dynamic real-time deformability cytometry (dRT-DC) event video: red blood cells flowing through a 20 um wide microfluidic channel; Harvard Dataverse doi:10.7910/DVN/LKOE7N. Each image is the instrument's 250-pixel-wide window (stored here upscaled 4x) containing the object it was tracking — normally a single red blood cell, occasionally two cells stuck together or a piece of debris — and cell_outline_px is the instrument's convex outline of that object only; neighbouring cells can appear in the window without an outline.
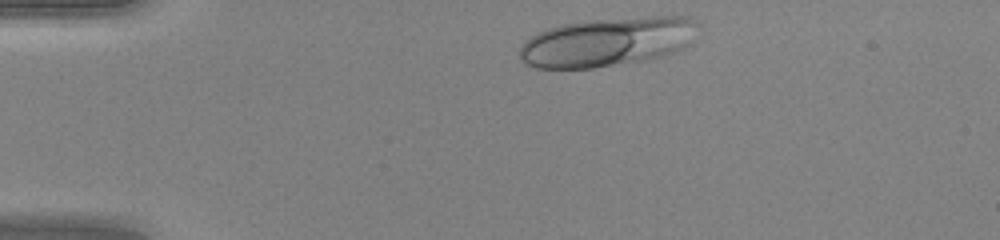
{"species": "human", "species_latin": "Homo sapiens", "temperature_condition": "warm", "stored_images_in_passage": 32, "camera_frame_rate_fps": 3000, "um_per_image_px": 0.085, "donor": {"sex": "female"}, "frame": {"image": 1, "passage_image": 1, "time_ms": 0.0, "image_size_px": [1000, 240], "cell_outline_px": [[700, 28], [688, 44], [684, 48], [648, 60], [592, 68], [536, 68], [524, 64], [520, 60], [520, 48], [532, 36], [548, 28], [560, 24], [588, 20], [652, 16], [692, 16], [700, 24]], "centroid_in_image_um": [51.68, 3.55], "position_along_channel_um": 33.3, "area_um2": 51.27}}
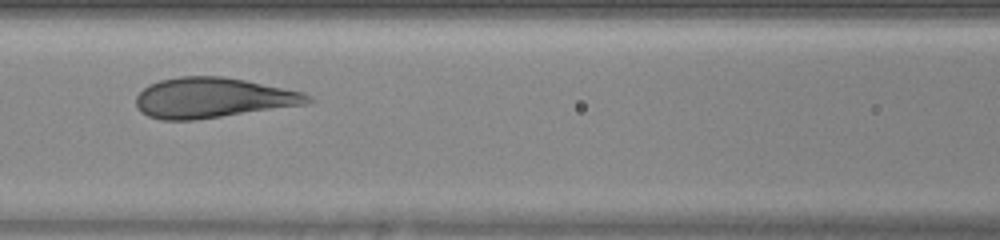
{"frame": {"image": 2, "passage_image": 13, "time_ms": 4.0, "image_size_px": [1000, 240], "cell_outline_px": [[316, 100], [312, 104], [196, 120], [160, 120], [148, 116], [140, 112], [136, 104], [136, 96], [148, 84], [160, 80], [180, 76], [224, 76], [304, 92], [312, 96]], "centroid_in_image_um": [18.14, 8.32], "position_along_channel_um": 148.5, "area_um2": 40.81}}
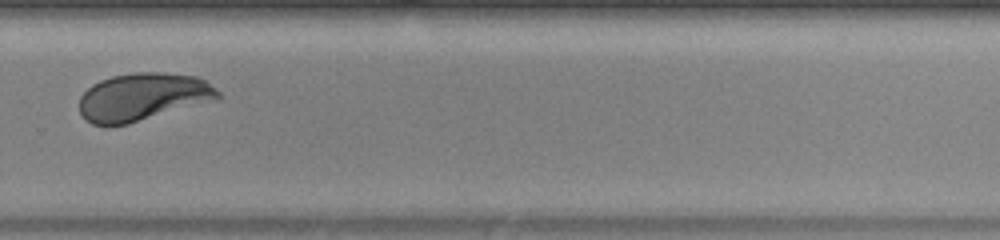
{"frame": {"image": 3, "passage_image": 25, "time_ms": 8.0, "image_size_px": [1000, 240], "cell_outline_px": [[220, 100], [128, 124], [92, 124], [84, 120], [80, 112], [80, 96], [92, 84], [100, 80], [112, 76], [132, 72], [160, 72], [196, 76], [204, 80], [216, 88], [220, 92]], "centroid_in_image_um": [12.18, 8.23], "position_along_channel_um": 317.6, "area_um2": 38.9}, "authors_computed_cell_mechanics": {"area_um2": 39.7375, "velocity_mm_per_s": 4.2347, "shape_relaxation_time_tau1_ms": 4.6265, "shape_relaxation_time_tau2_ms": null, "deformation_change_tau1": 0.2173, "deformation_change_tau2": null}}